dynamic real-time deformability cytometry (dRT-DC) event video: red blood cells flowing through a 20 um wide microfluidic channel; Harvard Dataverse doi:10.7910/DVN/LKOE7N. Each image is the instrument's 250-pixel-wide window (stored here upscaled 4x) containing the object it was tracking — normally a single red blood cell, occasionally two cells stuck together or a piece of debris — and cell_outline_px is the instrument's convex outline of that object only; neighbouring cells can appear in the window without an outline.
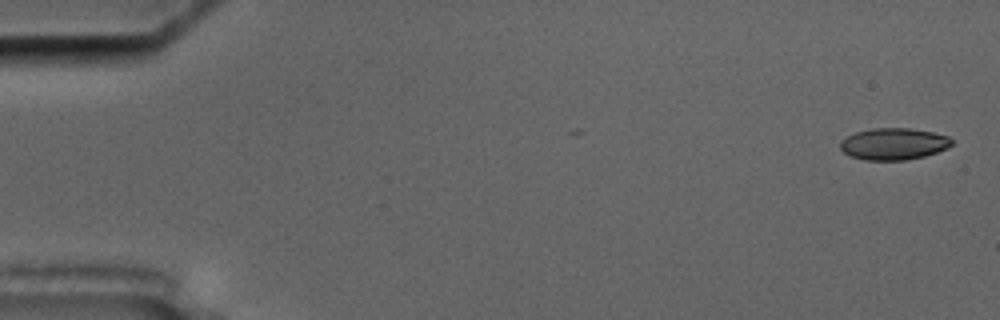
{"species": "common noctule bat (a hibernating species)", "species_latin": "Nyctalus noctula", "temperature_condition": "cold", "stored_images_in_passage": 7, "camera_frame_rate_fps": 3000, "um_per_image_px": 0.085, "animal": {"sex": "male", "body_mass_g": 17.5, "forearm_length_mm": 52.3}, "frame": {"image": 1, "passage_image": 2, "time_ms": 0.333, "image_size_px": [1000, 320], "cell_outline_px": [[952, 144], [948, 148], [924, 156], [904, 160], [864, 160], [852, 156], [844, 152], [840, 148], [840, 140], [856, 132], [872, 128], [912, 128], [932, 132], [948, 136], [952, 140]], "centroid_in_image_um": [75.96, 12.22], "position_along_channel_um": 9.0, "area_um2": 20.58}}